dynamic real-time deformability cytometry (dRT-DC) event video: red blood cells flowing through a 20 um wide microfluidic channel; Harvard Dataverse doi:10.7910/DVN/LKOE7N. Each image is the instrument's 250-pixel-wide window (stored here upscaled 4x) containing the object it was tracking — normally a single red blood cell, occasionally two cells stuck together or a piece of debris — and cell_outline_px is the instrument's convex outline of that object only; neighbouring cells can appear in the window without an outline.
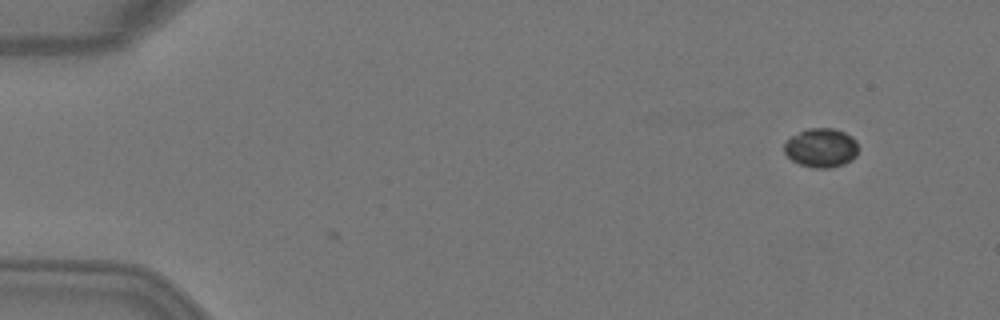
{"species": "Egyptian fruit bat (a non-hibernating species)", "species_latin": "Rousettus aegyptiacus", "temperature_condition": "warm", "stored_images_in_passage": 2, "camera_frame_rate_fps": 3000, "um_per_image_px": 0.085, "animal": {"sex": "female"}, "frame": {"image": 1, "passage_image": 2, "time_ms": 0.333, "image_size_px": [1000, 320], "cell_outline_px": [[860, 148], [856, 156], [852, 160], [844, 164], [828, 168], [812, 168], [800, 164], [792, 160], [784, 152], [784, 144], [792, 136], [808, 128], [832, 128], [844, 132], [852, 136], [856, 140]], "centroid_in_image_um": [69.84, 12.57], "position_along_channel_um": 15.2, "area_um2": 16.99}}